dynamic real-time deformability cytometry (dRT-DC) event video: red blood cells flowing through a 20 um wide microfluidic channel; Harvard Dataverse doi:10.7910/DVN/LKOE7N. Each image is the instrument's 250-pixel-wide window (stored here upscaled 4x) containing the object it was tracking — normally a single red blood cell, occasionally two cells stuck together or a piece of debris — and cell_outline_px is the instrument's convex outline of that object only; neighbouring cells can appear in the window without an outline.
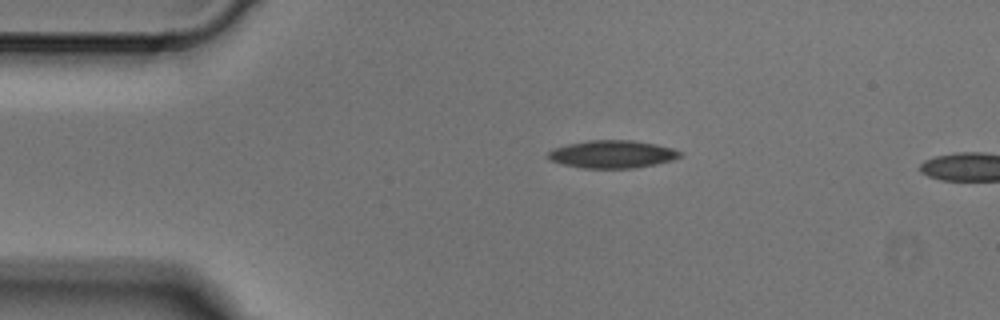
{"species": "Egyptian fruit bat (a non-hibernating species)", "species_latin": "Rousettus aegyptiacus", "temperature_condition": "cold", "stored_images_in_passage": 2, "camera_frame_rate_fps": 3000, "um_per_image_px": 0.085, "animal": {"sex": "male"}, "frame": {"image": 1, "passage_image": 1, "time_ms": 0.0, "image_size_px": [1000, 320], "cell_outline_px": [[684, 156], [672, 160], [656, 164], [636, 168], [580, 168], [560, 164], [548, 160], [548, 152], [552, 148], [568, 144], [588, 140], [632, 140], [656, 144], [672, 148], [684, 152]], "centroid_in_image_um": [52.05, 13.11], "position_along_channel_um": 33.0, "area_um2": 21.68}}